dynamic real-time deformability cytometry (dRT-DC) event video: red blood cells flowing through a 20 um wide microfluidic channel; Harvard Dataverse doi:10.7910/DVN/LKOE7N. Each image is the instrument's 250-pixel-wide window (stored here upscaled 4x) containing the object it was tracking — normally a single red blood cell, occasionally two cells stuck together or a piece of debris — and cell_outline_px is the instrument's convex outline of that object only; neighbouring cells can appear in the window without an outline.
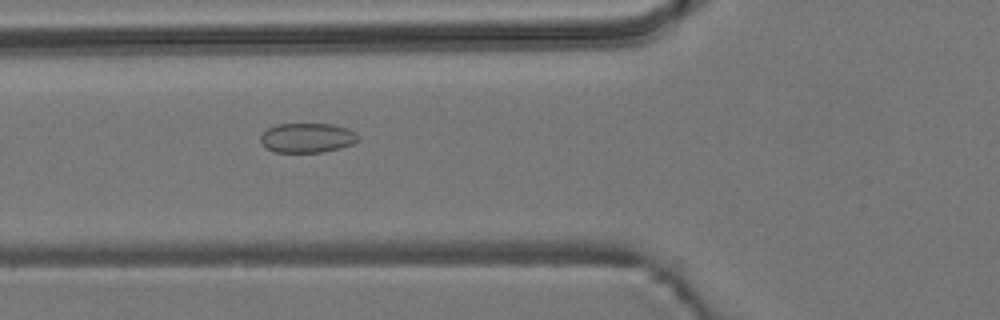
{"species": "common noctule bat (a hibernating species)", "species_latin": "Nyctalus noctula", "temperature_condition": "room temperature", "stored_images_in_passage": 5, "camera_frame_rate_fps": 3000, "um_per_image_px": 0.085, "animal": {"sex": "male", "body_mass_g": 19.2, "forearm_length_mm": 51.8}, "frame": {"image": 1, "passage_image": 5, "time_ms": 1.333, "image_size_px": [1000, 320], "cell_outline_px": [[360, 140], [352, 144], [340, 148], [324, 152], [276, 152], [264, 148], [260, 144], [260, 136], [268, 128], [276, 124], [332, 124], [348, 128], [356, 132], [360, 136]], "centroid_in_image_um": [26.12, 11.72], "position_along_channel_um": 99.7, "area_um2": 17.11}}